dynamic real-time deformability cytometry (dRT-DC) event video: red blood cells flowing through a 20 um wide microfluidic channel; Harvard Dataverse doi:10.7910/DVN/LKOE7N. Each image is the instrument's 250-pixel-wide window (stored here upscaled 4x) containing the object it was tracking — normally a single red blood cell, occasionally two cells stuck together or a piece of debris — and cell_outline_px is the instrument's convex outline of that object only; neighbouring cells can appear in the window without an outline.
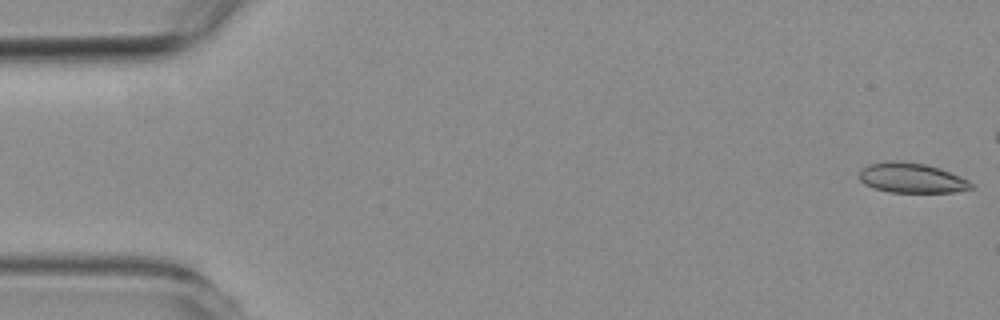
{"species": "common noctule bat (a hibernating species)", "species_latin": "Nyctalus noctula", "temperature_condition": "room temperature", "stored_images_in_passage": 5, "camera_frame_rate_fps": 3000, "um_per_image_px": 0.085, "animal": {"sex": "female", "body_mass_g": 19.3, "forearm_length_mm": 54.1}, "frame": {"image": 1, "passage_image": 1, "time_ms": 0.0, "image_size_px": [1000, 320], "cell_outline_px": [[976, 188], [952, 192], [888, 192], [864, 184], [860, 180], [860, 168], [868, 164], [888, 160], [900, 160], [924, 164], [940, 168], [960, 176], [968, 180]], "centroid_in_image_um": [77.48, 15.11], "position_along_channel_um": 7.5, "area_um2": 19.65}}
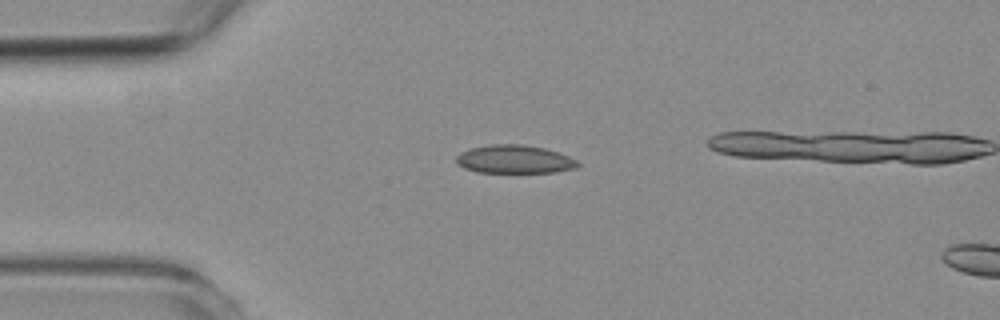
{"frame": {"image": 2, "passage_image": 4, "time_ms": 4.0, "image_size_px": [1000, 320], "cell_outline_px": [[580, 164], [576, 168], [556, 172], [476, 172], [464, 168], [456, 164], [456, 156], [460, 152], [472, 148], [492, 144], [524, 144], [544, 148], [568, 156], [576, 160]], "centroid_in_image_um": [43.71, 13.54], "position_along_channel_um": 41.3, "area_um2": 20.0}}